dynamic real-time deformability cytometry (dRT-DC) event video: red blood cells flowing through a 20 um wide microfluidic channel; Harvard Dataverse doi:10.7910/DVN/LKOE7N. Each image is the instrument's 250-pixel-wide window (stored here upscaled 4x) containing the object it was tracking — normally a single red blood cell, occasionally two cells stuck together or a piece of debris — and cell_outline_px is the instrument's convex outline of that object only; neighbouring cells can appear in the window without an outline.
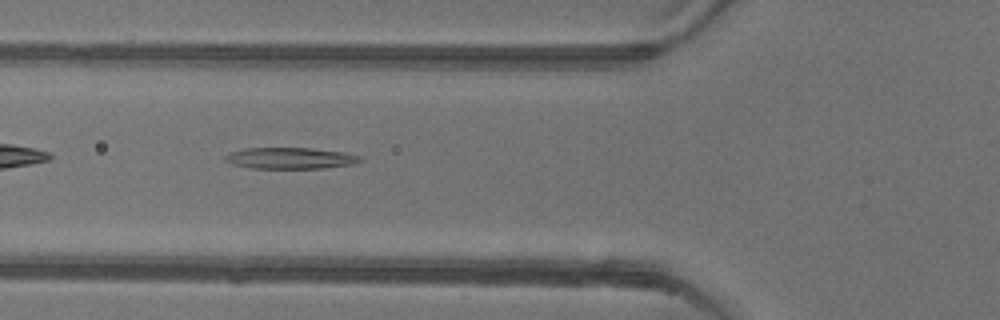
{"species": "common noctule bat (a hibernating species)", "species_latin": "Nyctalus noctula", "temperature_condition": "warm", "stored_images_in_passage": 36, "camera_frame_rate_fps": 3000, "um_per_image_px": 0.085, "animal": {"sex": "female"}, "frame": {"image": 1, "passage_image": 3, "time_ms": 0.667, "image_size_px": [1000, 320], "cell_outline_px": [[364, 160], [352, 164], [324, 168], [252, 168], [232, 164], [224, 160], [224, 156], [232, 152], [248, 148], [312, 148], [344, 152], [360, 156]], "centroid_in_image_um": [24.7, 13.44], "position_along_channel_um": 101.1, "area_um2": 16.65}}
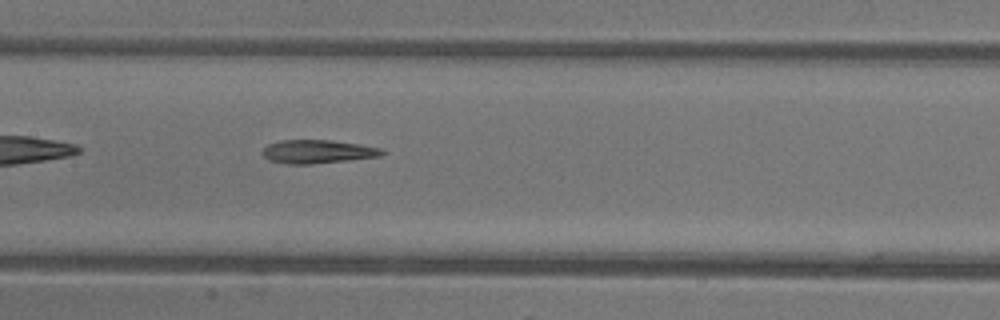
{"frame": {"image": 2, "passage_image": 9, "time_ms": 2.667, "image_size_px": [1000, 320], "cell_outline_px": [[384, 152], [380, 156], [348, 160], [312, 164], [288, 164], [268, 160], [260, 152], [268, 144], [280, 140], [332, 140], [360, 144], [380, 148]], "centroid_in_image_um": [26.95, 12.88], "position_along_channel_um": 180.4, "area_um2": 16.36}}
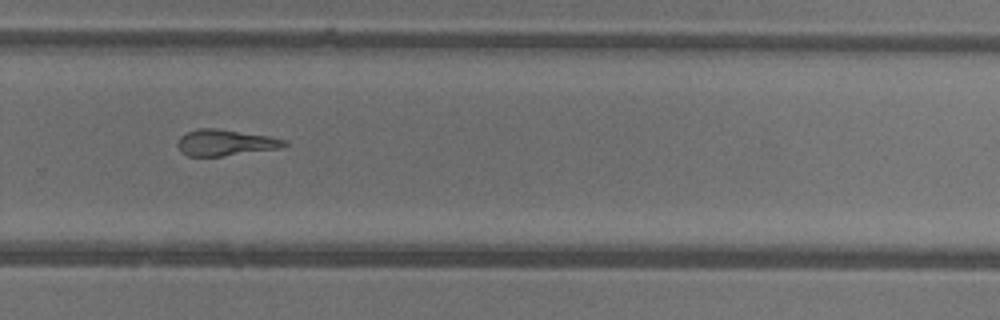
{"frame": {"image": 3, "passage_image": 19, "time_ms": 6.0, "image_size_px": [1000, 320], "cell_outline_px": [[288, 144], [284, 148], [220, 156], [188, 156], [180, 152], [176, 144], [180, 136], [188, 132], [200, 128], [216, 128], [268, 136], [284, 140]], "centroid_in_image_um": [19.13, 12.13], "position_along_channel_um": 310.7, "area_um2": 16.24}}